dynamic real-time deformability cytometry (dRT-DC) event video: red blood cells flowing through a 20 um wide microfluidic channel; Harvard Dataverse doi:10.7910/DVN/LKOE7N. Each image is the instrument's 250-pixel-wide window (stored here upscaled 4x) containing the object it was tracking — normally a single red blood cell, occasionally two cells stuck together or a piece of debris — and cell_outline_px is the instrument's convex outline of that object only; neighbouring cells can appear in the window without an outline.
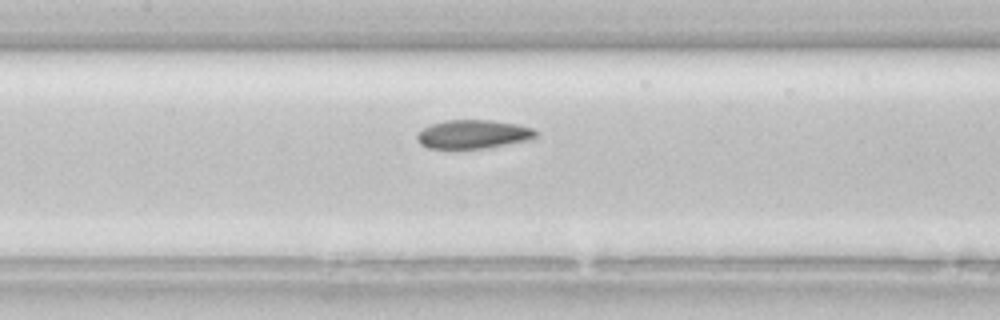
{"species": "common noctule bat (a hibernating species)", "species_latin": "Nyctalus noctula", "temperature_condition": "room temperature", "stored_images_in_passage": 9, "camera_frame_rate_fps": 3000, "um_per_image_px": 0.085, "animal": {"sex": "female", "body_mass_g": 22.7, "forearm_length_mm": 54.2}, "frame": {"image": 1, "passage_image": 7, "time_ms": 2.0, "image_size_px": [1000, 320], "cell_outline_px": [[536, 136], [532, 140], [484, 148], [428, 148], [420, 144], [416, 140], [416, 132], [432, 124], [444, 120], [492, 120], [516, 124], [532, 128], [536, 132]], "centroid_in_image_um": [40.2, 11.41], "position_along_channel_um": 167.2, "area_um2": 19.88}}